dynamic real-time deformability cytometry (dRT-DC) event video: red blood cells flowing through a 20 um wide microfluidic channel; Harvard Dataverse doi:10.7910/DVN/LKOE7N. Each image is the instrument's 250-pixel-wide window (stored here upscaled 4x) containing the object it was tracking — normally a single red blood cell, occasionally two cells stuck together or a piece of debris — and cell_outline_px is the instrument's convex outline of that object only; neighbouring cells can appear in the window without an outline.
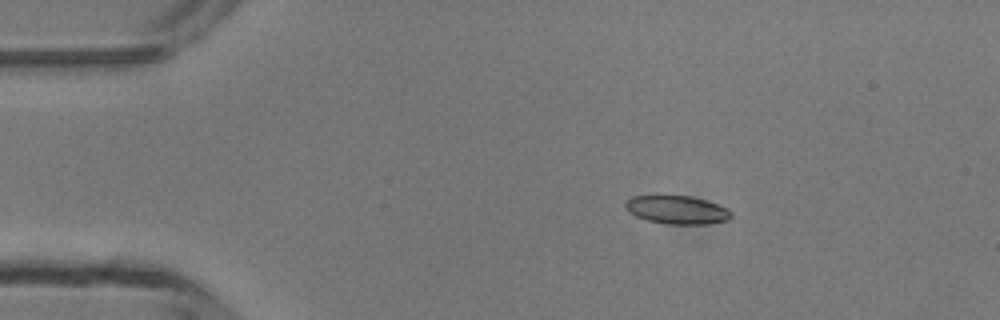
{"species": "common noctule bat (a hibernating species)", "species_latin": "Nyctalus noctula", "temperature_condition": "room temperature", "stored_images_in_passage": 6, "camera_frame_rate_fps": 3000, "um_per_image_px": 0.085, "animal": {"sex": "male", "body_mass_g": 13.3}, "frame": {"image": 1, "passage_image": 2, "time_ms": 1.333, "image_size_px": [1000, 320], "cell_outline_px": [[732, 216], [728, 220], [708, 224], [668, 224], [648, 220], [636, 216], [628, 212], [624, 204], [632, 196], [692, 196], [728, 208], [732, 212]], "centroid_in_image_um": [57.56, 17.84], "position_along_channel_um": 27.4, "area_um2": 17.34}}
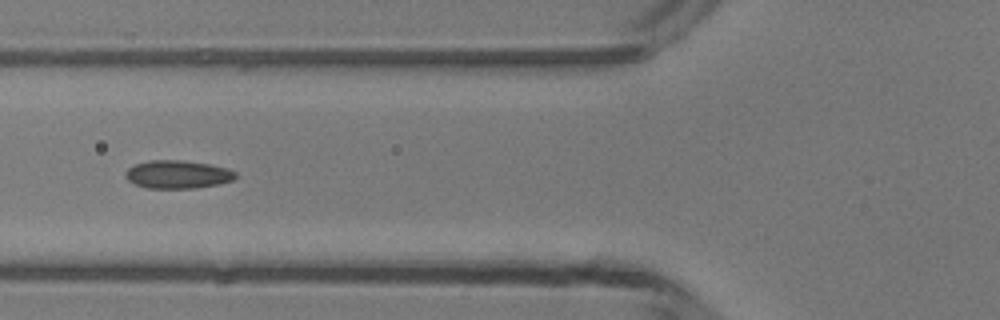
{"frame": {"image": 2, "passage_image": 5, "time_ms": 4.667, "image_size_px": [1000, 320], "cell_outline_px": [[236, 176], [232, 180], [220, 184], [196, 188], [148, 188], [136, 184], [128, 180], [124, 176], [124, 172], [132, 164], [148, 160], [184, 160], [208, 164], [224, 168], [236, 172]], "centroid_in_image_um": [15.05, 14.82], "position_along_channel_um": 110.8, "area_um2": 18.09}}
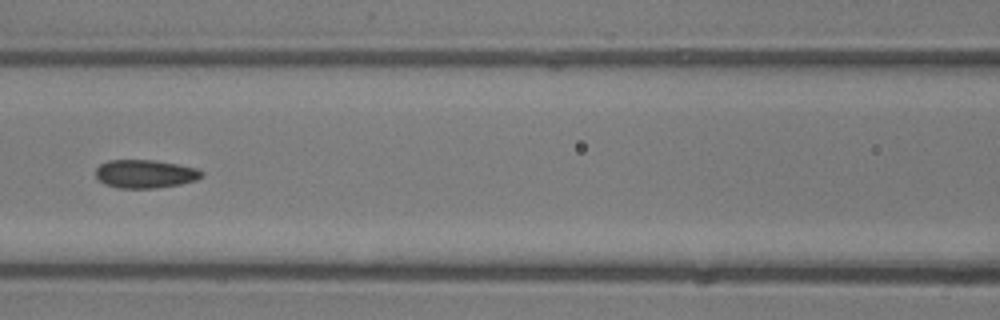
{"frame": {"image": 3, "passage_image": 6, "time_ms": 5.667, "image_size_px": [1000, 320], "cell_outline_px": [[204, 176], [196, 180], [180, 184], [156, 188], [120, 188], [104, 184], [96, 176], [96, 168], [100, 164], [108, 160], [152, 160], [176, 164], [196, 168], [204, 172]], "centroid_in_image_um": [12.34, 14.78], "position_along_channel_um": 154.3, "area_um2": 17.46}}